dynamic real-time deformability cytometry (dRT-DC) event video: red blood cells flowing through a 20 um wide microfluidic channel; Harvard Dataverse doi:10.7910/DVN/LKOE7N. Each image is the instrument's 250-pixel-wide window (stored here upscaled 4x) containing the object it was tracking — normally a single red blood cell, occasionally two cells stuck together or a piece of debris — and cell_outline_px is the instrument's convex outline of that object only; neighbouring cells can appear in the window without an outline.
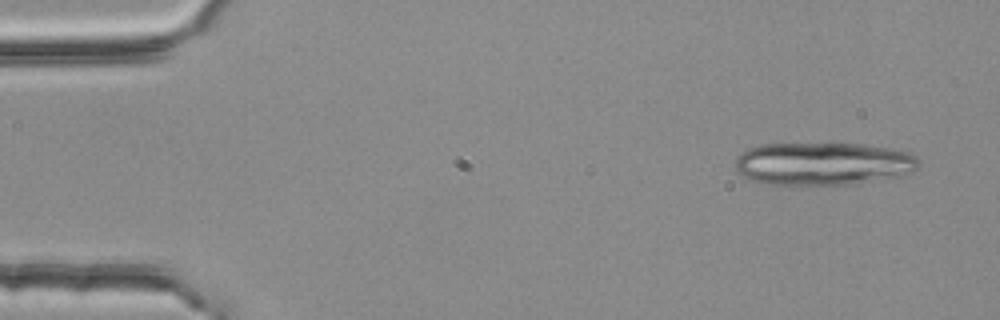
{"species": "common noctule bat (a hibernating species)", "species_latin": "Nyctalus noctula", "temperature_condition": "room temperature", "stored_images_in_passage": 4, "camera_frame_rate_fps": 3000, "um_per_image_px": 0.085, "animal": {"sex": "female", "body_mass_g": 25.1}, "frame": {"image": 1, "passage_image": 1, "time_ms": 0.0, "image_size_px": [1000, 320], "cell_outline_px": [[920, 164], [912, 172], [904, 176], [848, 184], [768, 184], [752, 180], [736, 172], [736, 160], [748, 148], [764, 144], [836, 140], [892, 148], [908, 152], [916, 156]], "centroid_in_image_um": [70.01, 13.86], "position_along_channel_um": 15.0, "area_um2": 47.11}}